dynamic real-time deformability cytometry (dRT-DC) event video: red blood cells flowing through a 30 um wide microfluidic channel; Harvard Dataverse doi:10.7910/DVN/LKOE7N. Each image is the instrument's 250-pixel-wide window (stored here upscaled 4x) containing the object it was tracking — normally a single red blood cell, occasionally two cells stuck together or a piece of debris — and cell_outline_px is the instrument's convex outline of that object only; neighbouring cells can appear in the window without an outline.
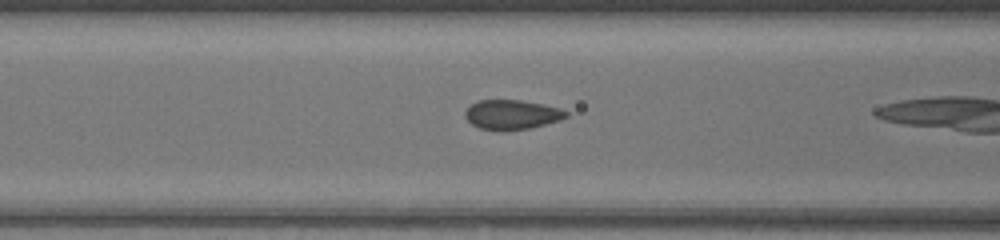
{"species": "common noctule bat (a hibernating species)", "species_latin": "Nyctalus noctula", "temperature_condition": "warm", "stored_images_in_passage": 7, "camera_frame_rate_fps": 3000, "um_per_image_px": 0.085, "animal": {"sex": "female", "body_mass_g": 17.0, "forearm_length_mm": 48.0}, "frame": {"image": 1, "passage_image": 6, "time_ms": 1.667, "image_size_px": [1000, 240], "cell_outline_px": [[568, 116], [560, 120], [532, 128], [504, 132], [480, 128], [472, 124], [464, 116], [464, 112], [472, 104], [480, 100], [520, 100], [560, 108], [568, 112]], "centroid_in_image_um": [43.51, 9.76], "position_along_channel_um": 123.1, "area_um2": 17.51}}